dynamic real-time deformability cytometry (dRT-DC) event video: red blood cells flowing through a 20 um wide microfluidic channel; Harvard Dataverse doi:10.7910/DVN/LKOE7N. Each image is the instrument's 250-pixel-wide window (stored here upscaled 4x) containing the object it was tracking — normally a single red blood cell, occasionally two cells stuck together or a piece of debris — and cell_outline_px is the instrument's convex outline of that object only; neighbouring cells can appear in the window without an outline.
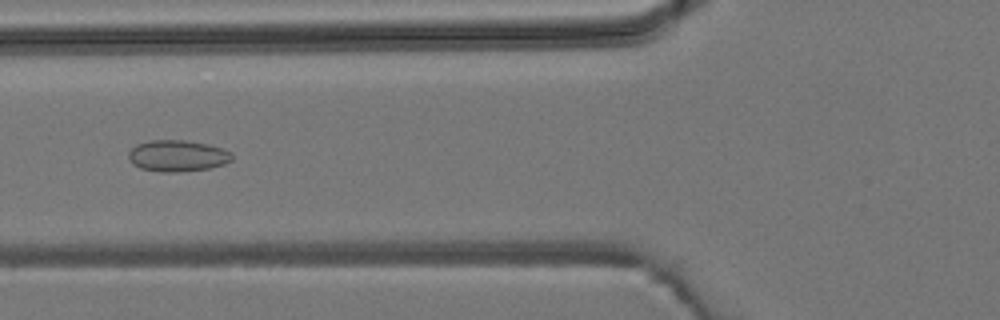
{"species": "common noctule bat (a hibernating species)", "species_latin": "Nyctalus noctula", "temperature_condition": "room temperature", "stored_images_in_passage": 4, "camera_frame_rate_fps": 3000, "um_per_image_px": 0.085, "animal": {"sex": "male", "body_mass_g": 19.2, "forearm_length_mm": 51.8}, "frame": {"image": 1, "passage_image": 4, "time_ms": 3.667, "image_size_px": [1000, 320], "cell_outline_px": [[232, 160], [224, 164], [208, 168], [180, 172], [160, 172], [140, 168], [132, 164], [128, 156], [128, 152], [136, 144], [148, 140], [184, 140], [208, 144], [232, 152]], "centroid_in_image_um": [15.06, 13.24], "position_along_channel_um": 110.7, "area_um2": 19.02}}